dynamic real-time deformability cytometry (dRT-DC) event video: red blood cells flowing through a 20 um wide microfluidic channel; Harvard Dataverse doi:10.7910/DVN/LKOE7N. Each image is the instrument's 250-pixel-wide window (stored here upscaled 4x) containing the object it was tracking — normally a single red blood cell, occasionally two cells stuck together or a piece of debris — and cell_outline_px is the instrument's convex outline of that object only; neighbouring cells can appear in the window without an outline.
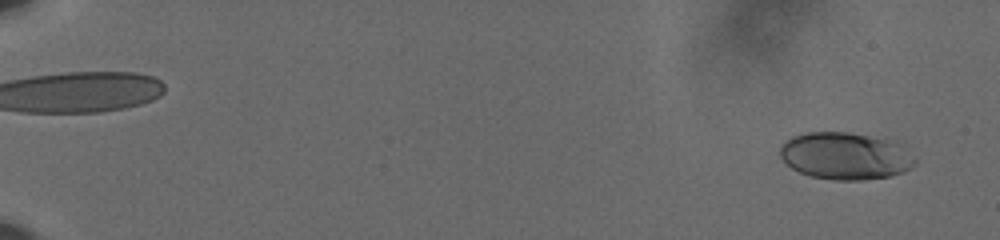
{"species": "human", "species_latin": "Homo sapiens", "temperature_condition": "cold", "stored_images_in_passage": 59, "camera_frame_rate_fps": 3000, "um_per_image_px": 0.085, "donor": {"sex": "male"}, "frame": {"image": 1, "passage_image": 3, "time_ms": 0.667, "image_size_px": [1000, 240], "cell_outline_px": [[916, 164], [904, 172], [892, 176], [860, 180], [836, 180], [812, 176], [800, 172], [792, 168], [780, 156], [780, 144], [792, 136], [808, 132], [844, 132], [868, 136], [888, 140], [916, 160]], "centroid_in_image_um": [71.78, 13.27], "position_along_channel_um": 13.2, "area_um2": 36.36}}
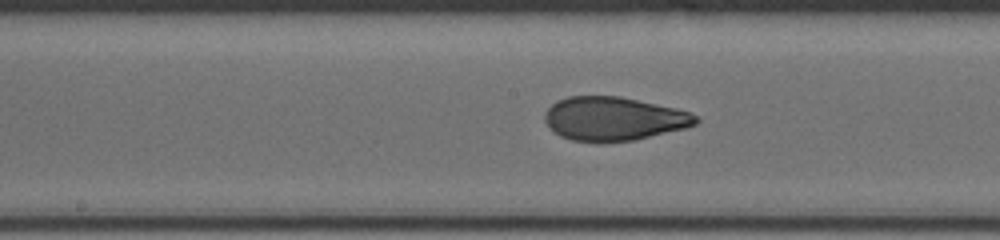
{"frame": {"image": 2, "passage_image": 34, "time_ms": 11.0, "image_size_px": [1000, 240], "cell_outline_px": [[700, 120], [696, 124], [684, 128], [632, 140], [600, 144], [572, 140], [560, 136], [552, 132], [548, 128], [544, 120], [544, 112], [556, 100], [568, 96], [620, 96], [676, 108], [688, 112], [696, 116]], "centroid_in_image_um": [52.09, 10.1], "position_along_channel_um": 196.1, "area_um2": 38.84}}
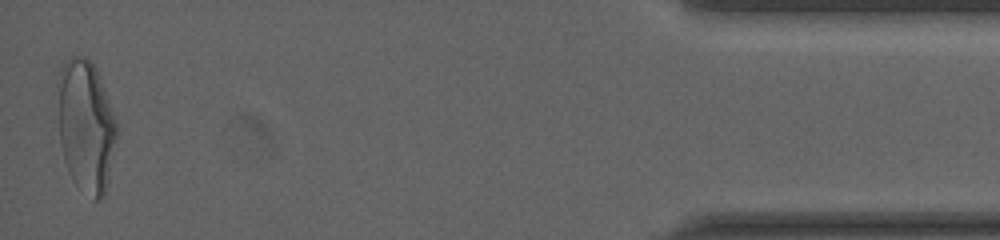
{"frame": {"image": 3, "passage_image": 59, "time_ms": 19.333, "image_size_px": [1000, 240], "cell_outline_px": [[116, 136], [108, 180], [104, 196], [96, 200], [92, 200], [72, 180], [68, 172], [64, 160], [60, 144], [56, 84], [60, 68], [72, 56], [84, 56], [92, 60], [96, 68], [116, 120]], "centroid_in_image_um": [7.26, 10.69], "position_along_channel_um": 427.9, "area_um2": 45.6}, "authors_computed_cell_mechanics": {"area_um2": 38.3214, "velocity_mm_per_s": 3.632, "shape_relaxation_time_tau1_ms": 6.0506, "shape_relaxation_time_tau2_ms": 1.044, "deformation_change_tau1": 0.1918, "deformation_change_tau2": 0.0754}}